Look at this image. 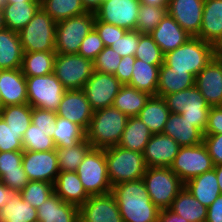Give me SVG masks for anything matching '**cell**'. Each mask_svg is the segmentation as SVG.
I'll use <instances>...</instances> for the list:
<instances>
[{"label": "cell", "mask_w": 222, "mask_h": 222, "mask_svg": "<svg viewBox=\"0 0 222 222\" xmlns=\"http://www.w3.org/2000/svg\"><path fill=\"white\" fill-rule=\"evenodd\" d=\"M123 222H158L160 209L151 201L143 179L112 186Z\"/></svg>", "instance_id": "6da1fadb"}, {"label": "cell", "mask_w": 222, "mask_h": 222, "mask_svg": "<svg viewBox=\"0 0 222 222\" xmlns=\"http://www.w3.org/2000/svg\"><path fill=\"white\" fill-rule=\"evenodd\" d=\"M128 118L113 106L94 111L86 130V139L92 148L114 147L121 140Z\"/></svg>", "instance_id": "7a4b0ae2"}, {"label": "cell", "mask_w": 222, "mask_h": 222, "mask_svg": "<svg viewBox=\"0 0 222 222\" xmlns=\"http://www.w3.org/2000/svg\"><path fill=\"white\" fill-rule=\"evenodd\" d=\"M215 56L214 45L191 36L184 44L167 52L164 63L171 68V71H187L196 77Z\"/></svg>", "instance_id": "3957f363"}, {"label": "cell", "mask_w": 222, "mask_h": 222, "mask_svg": "<svg viewBox=\"0 0 222 222\" xmlns=\"http://www.w3.org/2000/svg\"><path fill=\"white\" fill-rule=\"evenodd\" d=\"M104 150L108 177L112 186L143 178L147 169L143 153L124 149L118 145Z\"/></svg>", "instance_id": "277c9868"}, {"label": "cell", "mask_w": 222, "mask_h": 222, "mask_svg": "<svg viewBox=\"0 0 222 222\" xmlns=\"http://www.w3.org/2000/svg\"><path fill=\"white\" fill-rule=\"evenodd\" d=\"M162 98L171 113L180 114L204 134L211 107L195 85Z\"/></svg>", "instance_id": "5b68a950"}, {"label": "cell", "mask_w": 222, "mask_h": 222, "mask_svg": "<svg viewBox=\"0 0 222 222\" xmlns=\"http://www.w3.org/2000/svg\"><path fill=\"white\" fill-rule=\"evenodd\" d=\"M143 181L151 201L161 210L171 207L184 183L170 167H147Z\"/></svg>", "instance_id": "8992f818"}, {"label": "cell", "mask_w": 222, "mask_h": 222, "mask_svg": "<svg viewBox=\"0 0 222 222\" xmlns=\"http://www.w3.org/2000/svg\"><path fill=\"white\" fill-rule=\"evenodd\" d=\"M75 172L89 196L111 193L104 149L91 148Z\"/></svg>", "instance_id": "52a82bcc"}, {"label": "cell", "mask_w": 222, "mask_h": 222, "mask_svg": "<svg viewBox=\"0 0 222 222\" xmlns=\"http://www.w3.org/2000/svg\"><path fill=\"white\" fill-rule=\"evenodd\" d=\"M55 22L41 7L18 32L24 52L55 51Z\"/></svg>", "instance_id": "ba28073f"}, {"label": "cell", "mask_w": 222, "mask_h": 222, "mask_svg": "<svg viewBox=\"0 0 222 222\" xmlns=\"http://www.w3.org/2000/svg\"><path fill=\"white\" fill-rule=\"evenodd\" d=\"M95 14H83L57 22L55 52L57 54H77L86 35L94 27Z\"/></svg>", "instance_id": "9c48e42d"}, {"label": "cell", "mask_w": 222, "mask_h": 222, "mask_svg": "<svg viewBox=\"0 0 222 222\" xmlns=\"http://www.w3.org/2000/svg\"><path fill=\"white\" fill-rule=\"evenodd\" d=\"M93 71V61L78 53L56 54L53 73L66 90H83Z\"/></svg>", "instance_id": "30bf717a"}, {"label": "cell", "mask_w": 222, "mask_h": 222, "mask_svg": "<svg viewBox=\"0 0 222 222\" xmlns=\"http://www.w3.org/2000/svg\"><path fill=\"white\" fill-rule=\"evenodd\" d=\"M28 104L32 108L57 111L66 89L54 73L26 77Z\"/></svg>", "instance_id": "8fae6325"}, {"label": "cell", "mask_w": 222, "mask_h": 222, "mask_svg": "<svg viewBox=\"0 0 222 222\" xmlns=\"http://www.w3.org/2000/svg\"><path fill=\"white\" fill-rule=\"evenodd\" d=\"M214 168L211 156L204 143L180 147L170 169L185 184L190 179Z\"/></svg>", "instance_id": "7c38bea8"}, {"label": "cell", "mask_w": 222, "mask_h": 222, "mask_svg": "<svg viewBox=\"0 0 222 222\" xmlns=\"http://www.w3.org/2000/svg\"><path fill=\"white\" fill-rule=\"evenodd\" d=\"M139 9V0H104L94 12L95 20L126 30H136Z\"/></svg>", "instance_id": "4fadbf2b"}, {"label": "cell", "mask_w": 222, "mask_h": 222, "mask_svg": "<svg viewBox=\"0 0 222 222\" xmlns=\"http://www.w3.org/2000/svg\"><path fill=\"white\" fill-rule=\"evenodd\" d=\"M122 85L114 75L93 71L83 91L93 111H97L113 105Z\"/></svg>", "instance_id": "5bb4252c"}, {"label": "cell", "mask_w": 222, "mask_h": 222, "mask_svg": "<svg viewBox=\"0 0 222 222\" xmlns=\"http://www.w3.org/2000/svg\"><path fill=\"white\" fill-rule=\"evenodd\" d=\"M22 166L29 181H44L54 184L59 174L56 150H23Z\"/></svg>", "instance_id": "9a60e30c"}, {"label": "cell", "mask_w": 222, "mask_h": 222, "mask_svg": "<svg viewBox=\"0 0 222 222\" xmlns=\"http://www.w3.org/2000/svg\"><path fill=\"white\" fill-rule=\"evenodd\" d=\"M80 222H123L112 193L90 196L79 207Z\"/></svg>", "instance_id": "2e32d148"}, {"label": "cell", "mask_w": 222, "mask_h": 222, "mask_svg": "<svg viewBox=\"0 0 222 222\" xmlns=\"http://www.w3.org/2000/svg\"><path fill=\"white\" fill-rule=\"evenodd\" d=\"M205 0H169L167 14L192 37H196L201 28Z\"/></svg>", "instance_id": "e0dca14e"}, {"label": "cell", "mask_w": 222, "mask_h": 222, "mask_svg": "<svg viewBox=\"0 0 222 222\" xmlns=\"http://www.w3.org/2000/svg\"><path fill=\"white\" fill-rule=\"evenodd\" d=\"M93 112L83 90H66L56 114L78 124L86 131Z\"/></svg>", "instance_id": "ac0fdd59"}, {"label": "cell", "mask_w": 222, "mask_h": 222, "mask_svg": "<svg viewBox=\"0 0 222 222\" xmlns=\"http://www.w3.org/2000/svg\"><path fill=\"white\" fill-rule=\"evenodd\" d=\"M195 87L210 107L222 106V63L216 57L197 74Z\"/></svg>", "instance_id": "d6986e66"}, {"label": "cell", "mask_w": 222, "mask_h": 222, "mask_svg": "<svg viewBox=\"0 0 222 222\" xmlns=\"http://www.w3.org/2000/svg\"><path fill=\"white\" fill-rule=\"evenodd\" d=\"M180 145L163 133L152 134L145 146L143 157L147 167H170L179 152Z\"/></svg>", "instance_id": "ffe728a7"}, {"label": "cell", "mask_w": 222, "mask_h": 222, "mask_svg": "<svg viewBox=\"0 0 222 222\" xmlns=\"http://www.w3.org/2000/svg\"><path fill=\"white\" fill-rule=\"evenodd\" d=\"M2 107L28 104L26 77L20 69L0 70Z\"/></svg>", "instance_id": "44dd1931"}, {"label": "cell", "mask_w": 222, "mask_h": 222, "mask_svg": "<svg viewBox=\"0 0 222 222\" xmlns=\"http://www.w3.org/2000/svg\"><path fill=\"white\" fill-rule=\"evenodd\" d=\"M22 157L23 151L0 152V181L17 193L29 182Z\"/></svg>", "instance_id": "7402d4cb"}, {"label": "cell", "mask_w": 222, "mask_h": 222, "mask_svg": "<svg viewBox=\"0 0 222 222\" xmlns=\"http://www.w3.org/2000/svg\"><path fill=\"white\" fill-rule=\"evenodd\" d=\"M150 35L164 54L175 50L191 37V35L183 30L174 18L168 14L165 15Z\"/></svg>", "instance_id": "603a6c76"}, {"label": "cell", "mask_w": 222, "mask_h": 222, "mask_svg": "<svg viewBox=\"0 0 222 222\" xmlns=\"http://www.w3.org/2000/svg\"><path fill=\"white\" fill-rule=\"evenodd\" d=\"M215 47L222 40V0H205L202 24L196 36Z\"/></svg>", "instance_id": "cb8c5ba5"}, {"label": "cell", "mask_w": 222, "mask_h": 222, "mask_svg": "<svg viewBox=\"0 0 222 222\" xmlns=\"http://www.w3.org/2000/svg\"><path fill=\"white\" fill-rule=\"evenodd\" d=\"M37 216L41 222H80L79 207L64 202L55 193L37 208Z\"/></svg>", "instance_id": "d4e9b609"}, {"label": "cell", "mask_w": 222, "mask_h": 222, "mask_svg": "<svg viewBox=\"0 0 222 222\" xmlns=\"http://www.w3.org/2000/svg\"><path fill=\"white\" fill-rule=\"evenodd\" d=\"M162 133L172 137L181 147L198 145L204 136L191 122L176 113H170Z\"/></svg>", "instance_id": "484cf974"}, {"label": "cell", "mask_w": 222, "mask_h": 222, "mask_svg": "<svg viewBox=\"0 0 222 222\" xmlns=\"http://www.w3.org/2000/svg\"><path fill=\"white\" fill-rule=\"evenodd\" d=\"M54 193L64 202L80 207L90 197L75 171L59 172L54 184Z\"/></svg>", "instance_id": "4316f807"}, {"label": "cell", "mask_w": 222, "mask_h": 222, "mask_svg": "<svg viewBox=\"0 0 222 222\" xmlns=\"http://www.w3.org/2000/svg\"><path fill=\"white\" fill-rule=\"evenodd\" d=\"M23 54L18 32L7 28L0 30V70L20 69Z\"/></svg>", "instance_id": "83f0119b"}, {"label": "cell", "mask_w": 222, "mask_h": 222, "mask_svg": "<svg viewBox=\"0 0 222 222\" xmlns=\"http://www.w3.org/2000/svg\"><path fill=\"white\" fill-rule=\"evenodd\" d=\"M195 85V77L187 71H171V68L163 63L159 68L156 96L163 97L188 89Z\"/></svg>", "instance_id": "f1b7e54d"}, {"label": "cell", "mask_w": 222, "mask_h": 222, "mask_svg": "<svg viewBox=\"0 0 222 222\" xmlns=\"http://www.w3.org/2000/svg\"><path fill=\"white\" fill-rule=\"evenodd\" d=\"M184 187L206 207L221 194L214 169L190 179Z\"/></svg>", "instance_id": "f546056e"}, {"label": "cell", "mask_w": 222, "mask_h": 222, "mask_svg": "<svg viewBox=\"0 0 222 222\" xmlns=\"http://www.w3.org/2000/svg\"><path fill=\"white\" fill-rule=\"evenodd\" d=\"M170 113L162 97L150 96L137 117L149 128L152 134H160L163 132Z\"/></svg>", "instance_id": "4dcf8cb0"}, {"label": "cell", "mask_w": 222, "mask_h": 222, "mask_svg": "<svg viewBox=\"0 0 222 222\" xmlns=\"http://www.w3.org/2000/svg\"><path fill=\"white\" fill-rule=\"evenodd\" d=\"M40 8V2H19L12 4H4L3 17L5 28L19 32Z\"/></svg>", "instance_id": "1f68e13d"}, {"label": "cell", "mask_w": 222, "mask_h": 222, "mask_svg": "<svg viewBox=\"0 0 222 222\" xmlns=\"http://www.w3.org/2000/svg\"><path fill=\"white\" fill-rule=\"evenodd\" d=\"M152 133L137 117H129L118 146L143 153Z\"/></svg>", "instance_id": "d6a6232c"}, {"label": "cell", "mask_w": 222, "mask_h": 222, "mask_svg": "<svg viewBox=\"0 0 222 222\" xmlns=\"http://www.w3.org/2000/svg\"><path fill=\"white\" fill-rule=\"evenodd\" d=\"M170 209L188 222H206L207 207L201 204L185 187L173 200Z\"/></svg>", "instance_id": "836d02e7"}, {"label": "cell", "mask_w": 222, "mask_h": 222, "mask_svg": "<svg viewBox=\"0 0 222 222\" xmlns=\"http://www.w3.org/2000/svg\"><path fill=\"white\" fill-rule=\"evenodd\" d=\"M160 66L150 65L136 58L133 65L132 77L127 85L139 91L146 92L151 96H156Z\"/></svg>", "instance_id": "e575fe53"}, {"label": "cell", "mask_w": 222, "mask_h": 222, "mask_svg": "<svg viewBox=\"0 0 222 222\" xmlns=\"http://www.w3.org/2000/svg\"><path fill=\"white\" fill-rule=\"evenodd\" d=\"M150 96L132 86L122 85L112 106L128 117H135L144 108Z\"/></svg>", "instance_id": "d590c367"}, {"label": "cell", "mask_w": 222, "mask_h": 222, "mask_svg": "<svg viewBox=\"0 0 222 222\" xmlns=\"http://www.w3.org/2000/svg\"><path fill=\"white\" fill-rule=\"evenodd\" d=\"M55 51L24 52L22 73L25 77L49 75L54 72Z\"/></svg>", "instance_id": "8d00e7d4"}, {"label": "cell", "mask_w": 222, "mask_h": 222, "mask_svg": "<svg viewBox=\"0 0 222 222\" xmlns=\"http://www.w3.org/2000/svg\"><path fill=\"white\" fill-rule=\"evenodd\" d=\"M37 220V209L25 202L19 193H16L0 209V222H35Z\"/></svg>", "instance_id": "74e56055"}, {"label": "cell", "mask_w": 222, "mask_h": 222, "mask_svg": "<svg viewBox=\"0 0 222 222\" xmlns=\"http://www.w3.org/2000/svg\"><path fill=\"white\" fill-rule=\"evenodd\" d=\"M53 141L57 147H72L86 138V131L78 124L57 116Z\"/></svg>", "instance_id": "f35d334b"}, {"label": "cell", "mask_w": 222, "mask_h": 222, "mask_svg": "<svg viewBox=\"0 0 222 222\" xmlns=\"http://www.w3.org/2000/svg\"><path fill=\"white\" fill-rule=\"evenodd\" d=\"M40 7L55 22L87 12L81 0H40Z\"/></svg>", "instance_id": "ab89813d"}, {"label": "cell", "mask_w": 222, "mask_h": 222, "mask_svg": "<svg viewBox=\"0 0 222 222\" xmlns=\"http://www.w3.org/2000/svg\"><path fill=\"white\" fill-rule=\"evenodd\" d=\"M0 116L8 127L23 136L32 123V107L29 104L5 106L0 109Z\"/></svg>", "instance_id": "60d3db41"}, {"label": "cell", "mask_w": 222, "mask_h": 222, "mask_svg": "<svg viewBox=\"0 0 222 222\" xmlns=\"http://www.w3.org/2000/svg\"><path fill=\"white\" fill-rule=\"evenodd\" d=\"M91 148L92 146L86 138L72 147H57L59 172L76 171Z\"/></svg>", "instance_id": "b9f144b4"}, {"label": "cell", "mask_w": 222, "mask_h": 222, "mask_svg": "<svg viewBox=\"0 0 222 222\" xmlns=\"http://www.w3.org/2000/svg\"><path fill=\"white\" fill-rule=\"evenodd\" d=\"M53 133L54 130H42L31 123L22 136L23 150L35 152L56 150Z\"/></svg>", "instance_id": "7bdbcfd3"}, {"label": "cell", "mask_w": 222, "mask_h": 222, "mask_svg": "<svg viewBox=\"0 0 222 222\" xmlns=\"http://www.w3.org/2000/svg\"><path fill=\"white\" fill-rule=\"evenodd\" d=\"M167 14V8L140 4L136 30L141 34H150Z\"/></svg>", "instance_id": "ee69618b"}, {"label": "cell", "mask_w": 222, "mask_h": 222, "mask_svg": "<svg viewBox=\"0 0 222 222\" xmlns=\"http://www.w3.org/2000/svg\"><path fill=\"white\" fill-rule=\"evenodd\" d=\"M53 193V184L44 181H29L19 192L22 199L35 209L39 208Z\"/></svg>", "instance_id": "f6af8a7d"}, {"label": "cell", "mask_w": 222, "mask_h": 222, "mask_svg": "<svg viewBox=\"0 0 222 222\" xmlns=\"http://www.w3.org/2000/svg\"><path fill=\"white\" fill-rule=\"evenodd\" d=\"M134 56L150 65H162L164 63L165 54L150 34H141L138 48Z\"/></svg>", "instance_id": "bcb514c9"}, {"label": "cell", "mask_w": 222, "mask_h": 222, "mask_svg": "<svg viewBox=\"0 0 222 222\" xmlns=\"http://www.w3.org/2000/svg\"><path fill=\"white\" fill-rule=\"evenodd\" d=\"M122 57L110 46L105 47L93 61L94 71L114 75Z\"/></svg>", "instance_id": "7dc6e473"}, {"label": "cell", "mask_w": 222, "mask_h": 222, "mask_svg": "<svg viewBox=\"0 0 222 222\" xmlns=\"http://www.w3.org/2000/svg\"><path fill=\"white\" fill-rule=\"evenodd\" d=\"M23 151L22 135L8 127L0 116V152Z\"/></svg>", "instance_id": "c3c4849f"}, {"label": "cell", "mask_w": 222, "mask_h": 222, "mask_svg": "<svg viewBox=\"0 0 222 222\" xmlns=\"http://www.w3.org/2000/svg\"><path fill=\"white\" fill-rule=\"evenodd\" d=\"M141 33L137 30H127L116 42L110 45L121 57L134 56L138 48Z\"/></svg>", "instance_id": "681fc988"}, {"label": "cell", "mask_w": 222, "mask_h": 222, "mask_svg": "<svg viewBox=\"0 0 222 222\" xmlns=\"http://www.w3.org/2000/svg\"><path fill=\"white\" fill-rule=\"evenodd\" d=\"M105 48L102 39L98 32L93 27L92 30L86 35L81 43L78 54L84 58L94 61L97 55Z\"/></svg>", "instance_id": "f907efd6"}, {"label": "cell", "mask_w": 222, "mask_h": 222, "mask_svg": "<svg viewBox=\"0 0 222 222\" xmlns=\"http://www.w3.org/2000/svg\"><path fill=\"white\" fill-rule=\"evenodd\" d=\"M94 28L98 32L102 42L105 47L110 46L121 38L125 33L126 29L115 26L113 24H108L100 20L94 21Z\"/></svg>", "instance_id": "816d5d0a"}, {"label": "cell", "mask_w": 222, "mask_h": 222, "mask_svg": "<svg viewBox=\"0 0 222 222\" xmlns=\"http://www.w3.org/2000/svg\"><path fill=\"white\" fill-rule=\"evenodd\" d=\"M57 114L55 111L45 110L41 108H32V124L42 130H55V120Z\"/></svg>", "instance_id": "f5cc1de1"}, {"label": "cell", "mask_w": 222, "mask_h": 222, "mask_svg": "<svg viewBox=\"0 0 222 222\" xmlns=\"http://www.w3.org/2000/svg\"><path fill=\"white\" fill-rule=\"evenodd\" d=\"M203 143L211 156L213 165H222V134L204 135Z\"/></svg>", "instance_id": "db71d44e"}, {"label": "cell", "mask_w": 222, "mask_h": 222, "mask_svg": "<svg viewBox=\"0 0 222 222\" xmlns=\"http://www.w3.org/2000/svg\"><path fill=\"white\" fill-rule=\"evenodd\" d=\"M222 134V106L211 107L204 135Z\"/></svg>", "instance_id": "11a10c76"}, {"label": "cell", "mask_w": 222, "mask_h": 222, "mask_svg": "<svg viewBox=\"0 0 222 222\" xmlns=\"http://www.w3.org/2000/svg\"><path fill=\"white\" fill-rule=\"evenodd\" d=\"M135 56L129 55L122 57L114 76L123 84L127 85L132 77Z\"/></svg>", "instance_id": "9f6ffc18"}, {"label": "cell", "mask_w": 222, "mask_h": 222, "mask_svg": "<svg viewBox=\"0 0 222 222\" xmlns=\"http://www.w3.org/2000/svg\"><path fill=\"white\" fill-rule=\"evenodd\" d=\"M206 222H222V194L207 207Z\"/></svg>", "instance_id": "6f0895ef"}, {"label": "cell", "mask_w": 222, "mask_h": 222, "mask_svg": "<svg viewBox=\"0 0 222 222\" xmlns=\"http://www.w3.org/2000/svg\"><path fill=\"white\" fill-rule=\"evenodd\" d=\"M158 222H188L177 213L173 212L170 208L161 209L159 212Z\"/></svg>", "instance_id": "680465c9"}, {"label": "cell", "mask_w": 222, "mask_h": 222, "mask_svg": "<svg viewBox=\"0 0 222 222\" xmlns=\"http://www.w3.org/2000/svg\"><path fill=\"white\" fill-rule=\"evenodd\" d=\"M17 192L11 190L2 181H0V209L8 203Z\"/></svg>", "instance_id": "91938a15"}, {"label": "cell", "mask_w": 222, "mask_h": 222, "mask_svg": "<svg viewBox=\"0 0 222 222\" xmlns=\"http://www.w3.org/2000/svg\"><path fill=\"white\" fill-rule=\"evenodd\" d=\"M104 0H81V3L86 11L96 12Z\"/></svg>", "instance_id": "94428289"}, {"label": "cell", "mask_w": 222, "mask_h": 222, "mask_svg": "<svg viewBox=\"0 0 222 222\" xmlns=\"http://www.w3.org/2000/svg\"><path fill=\"white\" fill-rule=\"evenodd\" d=\"M140 4H147L151 6H158L167 8L169 0H139Z\"/></svg>", "instance_id": "6125c7cd"}, {"label": "cell", "mask_w": 222, "mask_h": 222, "mask_svg": "<svg viewBox=\"0 0 222 222\" xmlns=\"http://www.w3.org/2000/svg\"><path fill=\"white\" fill-rule=\"evenodd\" d=\"M213 169L215 170L220 193L222 194V165H215Z\"/></svg>", "instance_id": "be15d7a7"}, {"label": "cell", "mask_w": 222, "mask_h": 222, "mask_svg": "<svg viewBox=\"0 0 222 222\" xmlns=\"http://www.w3.org/2000/svg\"><path fill=\"white\" fill-rule=\"evenodd\" d=\"M5 4L19 3V2H40V0H4Z\"/></svg>", "instance_id": "e7e4bbea"}, {"label": "cell", "mask_w": 222, "mask_h": 222, "mask_svg": "<svg viewBox=\"0 0 222 222\" xmlns=\"http://www.w3.org/2000/svg\"><path fill=\"white\" fill-rule=\"evenodd\" d=\"M5 28V23H4V17H3V10L0 8V30Z\"/></svg>", "instance_id": "03108f58"}, {"label": "cell", "mask_w": 222, "mask_h": 222, "mask_svg": "<svg viewBox=\"0 0 222 222\" xmlns=\"http://www.w3.org/2000/svg\"><path fill=\"white\" fill-rule=\"evenodd\" d=\"M216 55H222V40L219 42V44L215 47Z\"/></svg>", "instance_id": "003e7915"}, {"label": "cell", "mask_w": 222, "mask_h": 222, "mask_svg": "<svg viewBox=\"0 0 222 222\" xmlns=\"http://www.w3.org/2000/svg\"><path fill=\"white\" fill-rule=\"evenodd\" d=\"M215 57L222 63V55H216Z\"/></svg>", "instance_id": "a7ac6f4b"}, {"label": "cell", "mask_w": 222, "mask_h": 222, "mask_svg": "<svg viewBox=\"0 0 222 222\" xmlns=\"http://www.w3.org/2000/svg\"><path fill=\"white\" fill-rule=\"evenodd\" d=\"M4 4H5V1L4 0H0V8H3Z\"/></svg>", "instance_id": "89a4df30"}, {"label": "cell", "mask_w": 222, "mask_h": 222, "mask_svg": "<svg viewBox=\"0 0 222 222\" xmlns=\"http://www.w3.org/2000/svg\"><path fill=\"white\" fill-rule=\"evenodd\" d=\"M2 108V94H1V91H0V109Z\"/></svg>", "instance_id": "2644e50d"}]
</instances>
